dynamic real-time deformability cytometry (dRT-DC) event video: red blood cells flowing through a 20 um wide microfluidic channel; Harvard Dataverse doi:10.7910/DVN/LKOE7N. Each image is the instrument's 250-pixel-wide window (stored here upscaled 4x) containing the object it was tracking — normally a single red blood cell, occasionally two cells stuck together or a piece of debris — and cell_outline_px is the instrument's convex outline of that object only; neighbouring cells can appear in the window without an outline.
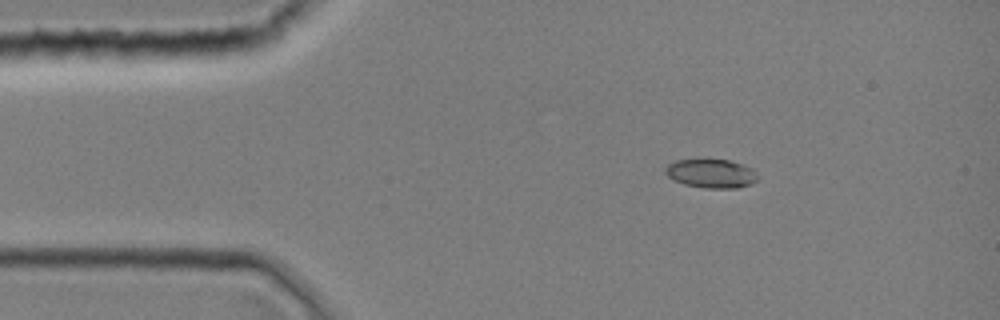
{"species": "common noctule bat (a hibernating species)", "species_latin": "Nyctalus noctula", "temperature_condition": "room temperature", "stored_images_in_passage": 1, "camera_frame_rate_fps": 3000, "um_per_image_px": 0.085, "animal": {"sex": "female", "body_mass_g": 19.0, "forearm_length_mm": 51.5}, "frame": {"image": 1, "passage_image": 1, "time_ms": 0.0, "image_size_px": [1000, 320], "cell_outline_px": [[756, 180], [752, 184], [736, 188], [704, 188], [684, 184], [672, 180], [664, 172], [664, 168], [668, 164], [676, 160], [696, 156], [728, 160], [744, 164], [752, 168], [756, 176]], "centroid_in_image_um": [60.38, 14.69], "position_along_channel_um": 24.6, "area_um2": 16.24}}